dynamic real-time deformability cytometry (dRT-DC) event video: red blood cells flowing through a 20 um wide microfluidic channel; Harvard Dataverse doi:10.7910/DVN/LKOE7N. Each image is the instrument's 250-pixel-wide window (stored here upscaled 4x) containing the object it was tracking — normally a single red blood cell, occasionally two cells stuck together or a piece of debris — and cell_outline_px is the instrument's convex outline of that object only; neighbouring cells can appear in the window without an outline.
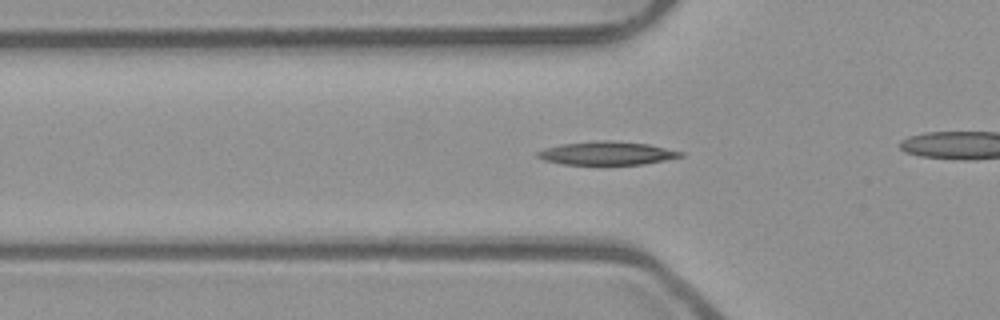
{"species": "common noctule bat (a hibernating species)", "species_latin": "Nyctalus noctula", "temperature_condition": "room temperature", "stored_images_in_passage": 42, "camera_frame_rate_fps": 3000, "um_per_image_px": 0.085, "animal": {"sex": "male", "body_mass_g": 23.1, "forearm_length_mm": 52.7}, "frame": {"image": 1, "passage_image": 6, "time_ms": 1.667, "image_size_px": [1000, 320], "cell_outline_px": [[684, 156], [644, 164], [564, 164], [544, 160], [536, 156], [536, 152], [544, 148], [560, 144], [600, 140], [612, 140], [648, 144], [684, 152]], "centroid_in_image_um": [51.58, 13.01], "position_along_channel_um": 74.2, "area_um2": 19.42}}
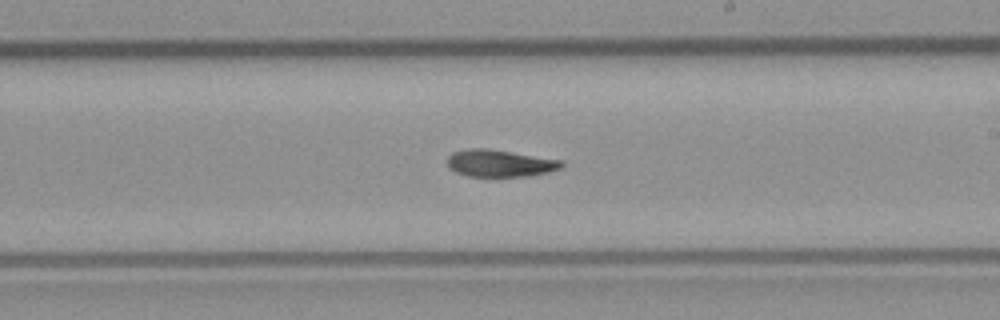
{"frame": {"image": 2, "passage_image": 19, "time_ms": 6.0, "image_size_px": [1000, 320], "cell_outline_px": [[564, 164], [560, 168], [548, 172], [528, 176], [468, 176], [456, 172], [448, 168], [448, 156], [452, 152], [468, 148], [488, 148], [564, 160]], "centroid_in_image_um": [42.49, 13.86], "position_along_channel_um": 246.5, "area_um2": 18.15}}
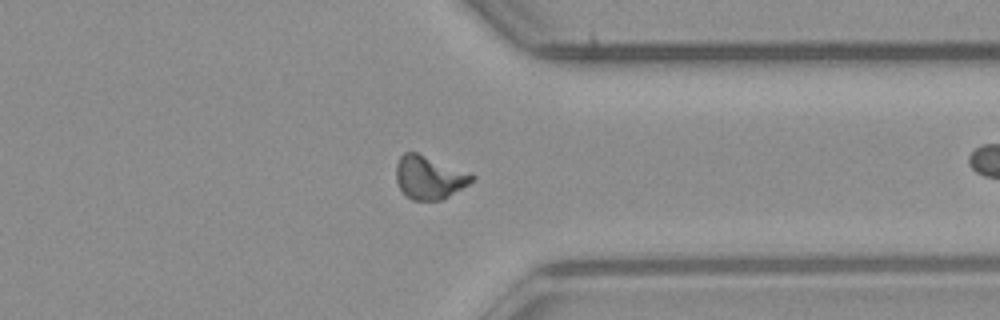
{"frame": {"image": 3, "passage_image": 29, "time_ms": 9.333, "image_size_px": [1000, 320], "cell_outline_px": [[476, 176], [468, 184], [448, 196], [440, 200], [412, 200], [400, 188], [396, 180], [396, 164], [400, 156], [404, 152], [416, 152], [472, 172]], "centroid_in_image_um": [36.49, 15.05], "position_along_channel_um": 374.9, "area_um2": 19.07}, "authors_computed_cell_mechanics": {"area_um2": 18.2648, "velocity_mm_per_s": 3.9449, "shape_relaxation_time_tau1_ms": null, "shape_relaxation_time_tau2_ms": 7.7876, "deformation_change_tau1": null, "deformation_change_tau2": 0.1494}}